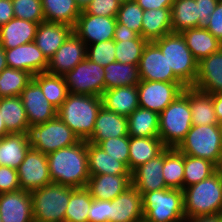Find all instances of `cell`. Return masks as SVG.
Returning a JSON list of instances; mask_svg holds the SVG:
<instances>
[{"mask_svg":"<svg viewBox=\"0 0 222 222\" xmlns=\"http://www.w3.org/2000/svg\"><path fill=\"white\" fill-rule=\"evenodd\" d=\"M52 183L74 188L86 187L88 171L87 141L61 148L47 155Z\"/></svg>","mask_w":222,"mask_h":222,"instance_id":"1","label":"cell"},{"mask_svg":"<svg viewBox=\"0 0 222 222\" xmlns=\"http://www.w3.org/2000/svg\"><path fill=\"white\" fill-rule=\"evenodd\" d=\"M101 107V97L69 93L57 110V116L80 140L87 141L93 134L95 120Z\"/></svg>","mask_w":222,"mask_h":222,"instance_id":"2","label":"cell"},{"mask_svg":"<svg viewBox=\"0 0 222 222\" xmlns=\"http://www.w3.org/2000/svg\"><path fill=\"white\" fill-rule=\"evenodd\" d=\"M183 193L185 218L222 214V175L218 171L185 187Z\"/></svg>","mask_w":222,"mask_h":222,"instance_id":"3","label":"cell"},{"mask_svg":"<svg viewBox=\"0 0 222 222\" xmlns=\"http://www.w3.org/2000/svg\"><path fill=\"white\" fill-rule=\"evenodd\" d=\"M189 87L159 114V138L166 148H177L192 127Z\"/></svg>","mask_w":222,"mask_h":222,"instance_id":"4","label":"cell"},{"mask_svg":"<svg viewBox=\"0 0 222 222\" xmlns=\"http://www.w3.org/2000/svg\"><path fill=\"white\" fill-rule=\"evenodd\" d=\"M141 194L144 221H184L185 212L183 190L166 188Z\"/></svg>","mask_w":222,"mask_h":222,"instance_id":"5","label":"cell"},{"mask_svg":"<svg viewBox=\"0 0 222 222\" xmlns=\"http://www.w3.org/2000/svg\"><path fill=\"white\" fill-rule=\"evenodd\" d=\"M166 56L169 68L186 86H194L198 62L186 45L181 33H169L153 41Z\"/></svg>","mask_w":222,"mask_h":222,"instance_id":"6","label":"cell"},{"mask_svg":"<svg viewBox=\"0 0 222 222\" xmlns=\"http://www.w3.org/2000/svg\"><path fill=\"white\" fill-rule=\"evenodd\" d=\"M177 149L218 166L222 156V125H192Z\"/></svg>","mask_w":222,"mask_h":222,"instance_id":"7","label":"cell"},{"mask_svg":"<svg viewBox=\"0 0 222 222\" xmlns=\"http://www.w3.org/2000/svg\"><path fill=\"white\" fill-rule=\"evenodd\" d=\"M73 189L74 187L50 183L31 191L34 222H64Z\"/></svg>","mask_w":222,"mask_h":222,"instance_id":"8","label":"cell"},{"mask_svg":"<svg viewBox=\"0 0 222 222\" xmlns=\"http://www.w3.org/2000/svg\"><path fill=\"white\" fill-rule=\"evenodd\" d=\"M29 137L31 147L46 155L61 148L75 145L80 141L77 135L58 116L31 127Z\"/></svg>","mask_w":222,"mask_h":222,"instance_id":"9","label":"cell"},{"mask_svg":"<svg viewBox=\"0 0 222 222\" xmlns=\"http://www.w3.org/2000/svg\"><path fill=\"white\" fill-rule=\"evenodd\" d=\"M104 74L103 66L86 58L63 76L70 94L101 97L105 91Z\"/></svg>","mask_w":222,"mask_h":222,"instance_id":"10","label":"cell"},{"mask_svg":"<svg viewBox=\"0 0 222 222\" xmlns=\"http://www.w3.org/2000/svg\"><path fill=\"white\" fill-rule=\"evenodd\" d=\"M185 88L182 82L141 80L137 85L139 107L160 114Z\"/></svg>","mask_w":222,"mask_h":222,"instance_id":"11","label":"cell"},{"mask_svg":"<svg viewBox=\"0 0 222 222\" xmlns=\"http://www.w3.org/2000/svg\"><path fill=\"white\" fill-rule=\"evenodd\" d=\"M17 174L21 190L31 192L52 183L47 155L32 147L17 168Z\"/></svg>","mask_w":222,"mask_h":222,"instance_id":"12","label":"cell"},{"mask_svg":"<svg viewBox=\"0 0 222 222\" xmlns=\"http://www.w3.org/2000/svg\"><path fill=\"white\" fill-rule=\"evenodd\" d=\"M116 17L95 16L82 11L73 32L88 46L107 40H113Z\"/></svg>","mask_w":222,"mask_h":222,"instance_id":"13","label":"cell"},{"mask_svg":"<svg viewBox=\"0 0 222 222\" xmlns=\"http://www.w3.org/2000/svg\"><path fill=\"white\" fill-rule=\"evenodd\" d=\"M138 69L141 80L181 82L169 68L166 56L153 41L145 45Z\"/></svg>","mask_w":222,"mask_h":222,"instance_id":"14","label":"cell"},{"mask_svg":"<svg viewBox=\"0 0 222 222\" xmlns=\"http://www.w3.org/2000/svg\"><path fill=\"white\" fill-rule=\"evenodd\" d=\"M86 58L87 45L72 32L48 60L46 72L63 76Z\"/></svg>","mask_w":222,"mask_h":222,"instance_id":"15","label":"cell"},{"mask_svg":"<svg viewBox=\"0 0 222 222\" xmlns=\"http://www.w3.org/2000/svg\"><path fill=\"white\" fill-rule=\"evenodd\" d=\"M30 128L57 117V109L44 96L40 85L32 79L20 95Z\"/></svg>","mask_w":222,"mask_h":222,"instance_id":"16","label":"cell"},{"mask_svg":"<svg viewBox=\"0 0 222 222\" xmlns=\"http://www.w3.org/2000/svg\"><path fill=\"white\" fill-rule=\"evenodd\" d=\"M5 56L8 67L29 72L33 76L46 72L48 67V60L34 42L5 49Z\"/></svg>","mask_w":222,"mask_h":222,"instance_id":"17","label":"cell"},{"mask_svg":"<svg viewBox=\"0 0 222 222\" xmlns=\"http://www.w3.org/2000/svg\"><path fill=\"white\" fill-rule=\"evenodd\" d=\"M0 217L2 222H34L30 191L1 193Z\"/></svg>","mask_w":222,"mask_h":222,"instance_id":"18","label":"cell"},{"mask_svg":"<svg viewBox=\"0 0 222 222\" xmlns=\"http://www.w3.org/2000/svg\"><path fill=\"white\" fill-rule=\"evenodd\" d=\"M143 219L142 194L133 185L110 201V222H141Z\"/></svg>","mask_w":222,"mask_h":222,"instance_id":"19","label":"cell"},{"mask_svg":"<svg viewBox=\"0 0 222 222\" xmlns=\"http://www.w3.org/2000/svg\"><path fill=\"white\" fill-rule=\"evenodd\" d=\"M206 93H222V48L200 60L194 86Z\"/></svg>","mask_w":222,"mask_h":222,"instance_id":"20","label":"cell"},{"mask_svg":"<svg viewBox=\"0 0 222 222\" xmlns=\"http://www.w3.org/2000/svg\"><path fill=\"white\" fill-rule=\"evenodd\" d=\"M120 136H129L127 117L102 106L95 120L93 134L87 142L98 145L101 141Z\"/></svg>","mask_w":222,"mask_h":222,"instance_id":"21","label":"cell"},{"mask_svg":"<svg viewBox=\"0 0 222 222\" xmlns=\"http://www.w3.org/2000/svg\"><path fill=\"white\" fill-rule=\"evenodd\" d=\"M72 32L73 27L67 24L43 21L38 24L34 43L49 60Z\"/></svg>","mask_w":222,"mask_h":222,"instance_id":"22","label":"cell"},{"mask_svg":"<svg viewBox=\"0 0 222 222\" xmlns=\"http://www.w3.org/2000/svg\"><path fill=\"white\" fill-rule=\"evenodd\" d=\"M131 185V175L101 174L90 176L86 188L92 198L112 201Z\"/></svg>","mask_w":222,"mask_h":222,"instance_id":"23","label":"cell"},{"mask_svg":"<svg viewBox=\"0 0 222 222\" xmlns=\"http://www.w3.org/2000/svg\"><path fill=\"white\" fill-rule=\"evenodd\" d=\"M163 152L156 158L142 164L131 173L132 185L140 192L166 189L163 177Z\"/></svg>","mask_w":222,"mask_h":222,"instance_id":"24","label":"cell"},{"mask_svg":"<svg viewBox=\"0 0 222 222\" xmlns=\"http://www.w3.org/2000/svg\"><path fill=\"white\" fill-rule=\"evenodd\" d=\"M101 99L102 106L105 109L126 117L139 107L137 86H124L105 90Z\"/></svg>","mask_w":222,"mask_h":222,"instance_id":"25","label":"cell"},{"mask_svg":"<svg viewBox=\"0 0 222 222\" xmlns=\"http://www.w3.org/2000/svg\"><path fill=\"white\" fill-rule=\"evenodd\" d=\"M31 148L29 133H11L0 138V166L17 169Z\"/></svg>","mask_w":222,"mask_h":222,"instance_id":"26","label":"cell"},{"mask_svg":"<svg viewBox=\"0 0 222 222\" xmlns=\"http://www.w3.org/2000/svg\"><path fill=\"white\" fill-rule=\"evenodd\" d=\"M166 147L159 137L129 136L128 169L132 173L136 168L160 155Z\"/></svg>","mask_w":222,"mask_h":222,"instance_id":"27","label":"cell"},{"mask_svg":"<svg viewBox=\"0 0 222 222\" xmlns=\"http://www.w3.org/2000/svg\"><path fill=\"white\" fill-rule=\"evenodd\" d=\"M38 23L13 18L0 27V45L4 49L34 42Z\"/></svg>","mask_w":222,"mask_h":222,"instance_id":"28","label":"cell"},{"mask_svg":"<svg viewBox=\"0 0 222 222\" xmlns=\"http://www.w3.org/2000/svg\"><path fill=\"white\" fill-rule=\"evenodd\" d=\"M89 175H131L128 167L121 161L108 155L97 144L87 142Z\"/></svg>","mask_w":222,"mask_h":222,"instance_id":"29","label":"cell"},{"mask_svg":"<svg viewBox=\"0 0 222 222\" xmlns=\"http://www.w3.org/2000/svg\"><path fill=\"white\" fill-rule=\"evenodd\" d=\"M181 34L197 62L222 48V43L205 27L186 29Z\"/></svg>","mask_w":222,"mask_h":222,"instance_id":"30","label":"cell"},{"mask_svg":"<svg viewBox=\"0 0 222 222\" xmlns=\"http://www.w3.org/2000/svg\"><path fill=\"white\" fill-rule=\"evenodd\" d=\"M0 113L10 134L29 133L30 126L20 96L0 98Z\"/></svg>","mask_w":222,"mask_h":222,"instance_id":"31","label":"cell"},{"mask_svg":"<svg viewBox=\"0 0 222 222\" xmlns=\"http://www.w3.org/2000/svg\"><path fill=\"white\" fill-rule=\"evenodd\" d=\"M172 33L171 8L144 10L141 37L148 42Z\"/></svg>","mask_w":222,"mask_h":222,"instance_id":"32","label":"cell"},{"mask_svg":"<svg viewBox=\"0 0 222 222\" xmlns=\"http://www.w3.org/2000/svg\"><path fill=\"white\" fill-rule=\"evenodd\" d=\"M189 106L192 125H222L218 122L213 107V94L189 87Z\"/></svg>","mask_w":222,"mask_h":222,"instance_id":"33","label":"cell"},{"mask_svg":"<svg viewBox=\"0 0 222 222\" xmlns=\"http://www.w3.org/2000/svg\"><path fill=\"white\" fill-rule=\"evenodd\" d=\"M45 21L74 27L82 12L76 0H41Z\"/></svg>","mask_w":222,"mask_h":222,"instance_id":"34","label":"cell"},{"mask_svg":"<svg viewBox=\"0 0 222 222\" xmlns=\"http://www.w3.org/2000/svg\"><path fill=\"white\" fill-rule=\"evenodd\" d=\"M105 90L124 86H137L141 79L138 65L114 62L103 67Z\"/></svg>","mask_w":222,"mask_h":222,"instance_id":"35","label":"cell"},{"mask_svg":"<svg viewBox=\"0 0 222 222\" xmlns=\"http://www.w3.org/2000/svg\"><path fill=\"white\" fill-rule=\"evenodd\" d=\"M128 135L132 137H159V114L138 107L128 117Z\"/></svg>","mask_w":222,"mask_h":222,"instance_id":"36","label":"cell"},{"mask_svg":"<svg viewBox=\"0 0 222 222\" xmlns=\"http://www.w3.org/2000/svg\"><path fill=\"white\" fill-rule=\"evenodd\" d=\"M172 32L199 28L198 2L195 0H174L171 8Z\"/></svg>","mask_w":222,"mask_h":222,"instance_id":"37","label":"cell"},{"mask_svg":"<svg viewBox=\"0 0 222 222\" xmlns=\"http://www.w3.org/2000/svg\"><path fill=\"white\" fill-rule=\"evenodd\" d=\"M163 177L167 188L183 190L184 154L177 148L163 151Z\"/></svg>","mask_w":222,"mask_h":222,"instance_id":"38","label":"cell"},{"mask_svg":"<svg viewBox=\"0 0 222 222\" xmlns=\"http://www.w3.org/2000/svg\"><path fill=\"white\" fill-rule=\"evenodd\" d=\"M33 79L40 85L47 100L58 110L69 94L64 76L41 72L34 75Z\"/></svg>","mask_w":222,"mask_h":222,"instance_id":"39","label":"cell"},{"mask_svg":"<svg viewBox=\"0 0 222 222\" xmlns=\"http://www.w3.org/2000/svg\"><path fill=\"white\" fill-rule=\"evenodd\" d=\"M92 196L86 187L74 188L65 211L64 222H88Z\"/></svg>","mask_w":222,"mask_h":222,"instance_id":"40","label":"cell"},{"mask_svg":"<svg viewBox=\"0 0 222 222\" xmlns=\"http://www.w3.org/2000/svg\"><path fill=\"white\" fill-rule=\"evenodd\" d=\"M216 171L217 166L211 161L184 154L183 189L209 178Z\"/></svg>","mask_w":222,"mask_h":222,"instance_id":"41","label":"cell"},{"mask_svg":"<svg viewBox=\"0 0 222 222\" xmlns=\"http://www.w3.org/2000/svg\"><path fill=\"white\" fill-rule=\"evenodd\" d=\"M33 79V75L29 72L5 68L0 73V98L20 96L22 90Z\"/></svg>","mask_w":222,"mask_h":222,"instance_id":"42","label":"cell"},{"mask_svg":"<svg viewBox=\"0 0 222 222\" xmlns=\"http://www.w3.org/2000/svg\"><path fill=\"white\" fill-rule=\"evenodd\" d=\"M147 42L146 39H120V41H115L116 62L138 65Z\"/></svg>","mask_w":222,"mask_h":222,"instance_id":"43","label":"cell"},{"mask_svg":"<svg viewBox=\"0 0 222 222\" xmlns=\"http://www.w3.org/2000/svg\"><path fill=\"white\" fill-rule=\"evenodd\" d=\"M144 10L135 0L120 4L116 19L118 24H124L141 36L142 16Z\"/></svg>","mask_w":222,"mask_h":222,"instance_id":"44","label":"cell"},{"mask_svg":"<svg viewBox=\"0 0 222 222\" xmlns=\"http://www.w3.org/2000/svg\"><path fill=\"white\" fill-rule=\"evenodd\" d=\"M15 18L34 23L45 21L41 0H12Z\"/></svg>","mask_w":222,"mask_h":222,"instance_id":"45","label":"cell"},{"mask_svg":"<svg viewBox=\"0 0 222 222\" xmlns=\"http://www.w3.org/2000/svg\"><path fill=\"white\" fill-rule=\"evenodd\" d=\"M115 51L114 40L90 44L87 46V59L104 67L116 62Z\"/></svg>","mask_w":222,"mask_h":222,"instance_id":"46","label":"cell"},{"mask_svg":"<svg viewBox=\"0 0 222 222\" xmlns=\"http://www.w3.org/2000/svg\"><path fill=\"white\" fill-rule=\"evenodd\" d=\"M108 155L123 162L128 167L129 162V136L109 138L98 144Z\"/></svg>","mask_w":222,"mask_h":222,"instance_id":"47","label":"cell"},{"mask_svg":"<svg viewBox=\"0 0 222 222\" xmlns=\"http://www.w3.org/2000/svg\"><path fill=\"white\" fill-rule=\"evenodd\" d=\"M119 7L117 0H92L84 12L95 16L116 17Z\"/></svg>","mask_w":222,"mask_h":222,"instance_id":"48","label":"cell"},{"mask_svg":"<svg viewBox=\"0 0 222 222\" xmlns=\"http://www.w3.org/2000/svg\"><path fill=\"white\" fill-rule=\"evenodd\" d=\"M21 190L17 169L0 166V194Z\"/></svg>","mask_w":222,"mask_h":222,"instance_id":"49","label":"cell"},{"mask_svg":"<svg viewBox=\"0 0 222 222\" xmlns=\"http://www.w3.org/2000/svg\"><path fill=\"white\" fill-rule=\"evenodd\" d=\"M88 222H110V200H92Z\"/></svg>","mask_w":222,"mask_h":222,"instance_id":"50","label":"cell"},{"mask_svg":"<svg viewBox=\"0 0 222 222\" xmlns=\"http://www.w3.org/2000/svg\"><path fill=\"white\" fill-rule=\"evenodd\" d=\"M205 28L222 43V0L217 3L215 11L210 15Z\"/></svg>","mask_w":222,"mask_h":222,"instance_id":"51","label":"cell"},{"mask_svg":"<svg viewBox=\"0 0 222 222\" xmlns=\"http://www.w3.org/2000/svg\"><path fill=\"white\" fill-rule=\"evenodd\" d=\"M198 2L199 27H205L219 0H195Z\"/></svg>","mask_w":222,"mask_h":222,"instance_id":"52","label":"cell"},{"mask_svg":"<svg viewBox=\"0 0 222 222\" xmlns=\"http://www.w3.org/2000/svg\"><path fill=\"white\" fill-rule=\"evenodd\" d=\"M120 39H144L137 32L129 29L124 24L116 23L114 28V41H120Z\"/></svg>","mask_w":222,"mask_h":222,"instance_id":"53","label":"cell"},{"mask_svg":"<svg viewBox=\"0 0 222 222\" xmlns=\"http://www.w3.org/2000/svg\"><path fill=\"white\" fill-rule=\"evenodd\" d=\"M143 10L172 8L174 0H135Z\"/></svg>","mask_w":222,"mask_h":222,"instance_id":"54","label":"cell"},{"mask_svg":"<svg viewBox=\"0 0 222 222\" xmlns=\"http://www.w3.org/2000/svg\"><path fill=\"white\" fill-rule=\"evenodd\" d=\"M15 18L12 0H0V27Z\"/></svg>","mask_w":222,"mask_h":222,"instance_id":"55","label":"cell"},{"mask_svg":"<svg viewBox=\"0 0 222 222\" xmlns=\"http://www.w3.org/2000/svg\"><path fill=\"white\" fill-rule=\"evenodd\" d=\"M183 222H222V214L185 218Z\"/></svg>","mask_w":222,"mask_h":222,"instance_id":"56","label":"cell"},{"mask_svg":"<svg viewBox=\"0 0 222 222\" xmlns=\"http://www.w3.org/2000/svg\"><path fill=\"white\" fill-rule=\"evenodd\" d=\"M213 107L218 122L222 124V93L213 94Z\"/></svg>","mask_w":222,"mask_h":222,"instance_id":"57","label":"cell"},{"mask_svg":"<svg viewBox=\"0 0 222 222\" xmlns=\"http://www.w3.org/2000/svg\"><path fill=\"white\" fill-rule=\"evenodd\" d=\"M7 67L5 49L0 45V73Z\"/></svg>","mask_w":222,"mask_h":222,"instance_id":"58","label":"cell"},{"mask_svg":"<svg viewBox=\"0 0 222 222\" xmlns=\"http://www.w3.org/2000/svg\"><path fill=\"white\" fill-rule=\"evenodd\" d=\"M7 134H10V133L6 130L4 119L0 113V138L7 135Z\"/></svg>","mask_w":222,"mask_h":222,"instance_id":"59","label":"cell"},{"mask_svg":"<svg viewBox=\"0 0 222 222\" xmlns=\"http://www.w3.org/2000/svg\"><path fill=\"white\" fill-rule=\"evenodd\" d=\"M92 0H76V3L81 11H84Z\"/></svg>","mask_w":222,"mask_h":222,"instance_id":"60","label":"cell"},{"mask_svg":"<svg viewBox=\"0 0 222 222\" xmlns=\"http://www.w3.org/2000/svg\"><path fill=\"white\" fill-rule=\"evenodd\" d=\"M217 171L222 175V156L219 165L217 166Z\"/></svg>","mask_w":222,"mask_h":222,"instance_id":"61","label":"cell"},{"mask_svg":"<svg viewBox=\"0 0 222 222\" xmlns=\"http://www.w3.org/2000/svg\"><path fill=\"white\" fill-rule=\"evenodd\" d=\"M120 4H123L125 2H128V1H132V0H117Z\"/></svg>","mask_w":222,"mask_h":222,"instance_id":"62","label":"cell"}]
</instances>
